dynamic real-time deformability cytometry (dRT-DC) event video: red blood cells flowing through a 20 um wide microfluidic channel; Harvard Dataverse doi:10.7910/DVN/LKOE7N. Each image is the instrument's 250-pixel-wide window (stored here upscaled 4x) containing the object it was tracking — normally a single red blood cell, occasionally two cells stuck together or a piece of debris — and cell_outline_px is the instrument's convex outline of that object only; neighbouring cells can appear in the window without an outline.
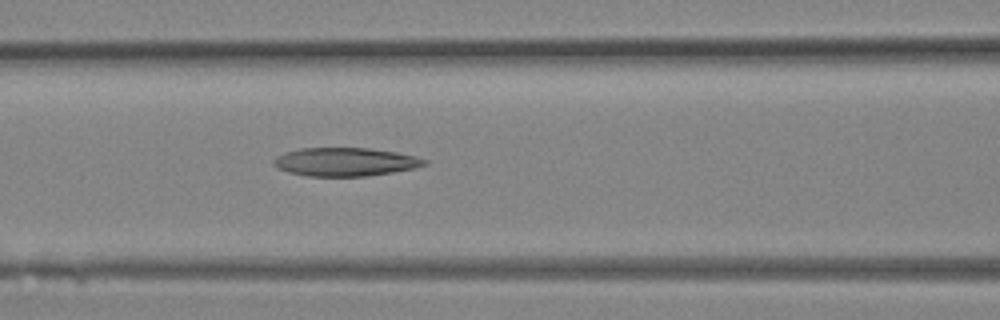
{"species": "Egyptian fruit bat (a non-hibernating species)", "species_latin": "Rousettus aegyptiacus", "temperature_condition": "room temperature", "stored_images_in_passage": 12, "camera_frame_rate_fps": 3000, "um_per_image_px": 0.085, "animal": {"sex": "female"}, "frame": {"image": 1, "passage_image": 12, "time_ms": 3.667, "image_size_px": [1000, 320], "cell_outline_px": [[428, 164], [416, 168], [368, 176], [308, 176], [288, 172], [276, 168], [272, 164], [272, 160], [276, 156], [284, 152], [300, 148], [368, 148], [396, 152], [416, 156], [428, 160]], "centroid_in_image_um": [29.33, 13.76], "position_along_channel_um": 137.3, "area_um2": 25.2}}